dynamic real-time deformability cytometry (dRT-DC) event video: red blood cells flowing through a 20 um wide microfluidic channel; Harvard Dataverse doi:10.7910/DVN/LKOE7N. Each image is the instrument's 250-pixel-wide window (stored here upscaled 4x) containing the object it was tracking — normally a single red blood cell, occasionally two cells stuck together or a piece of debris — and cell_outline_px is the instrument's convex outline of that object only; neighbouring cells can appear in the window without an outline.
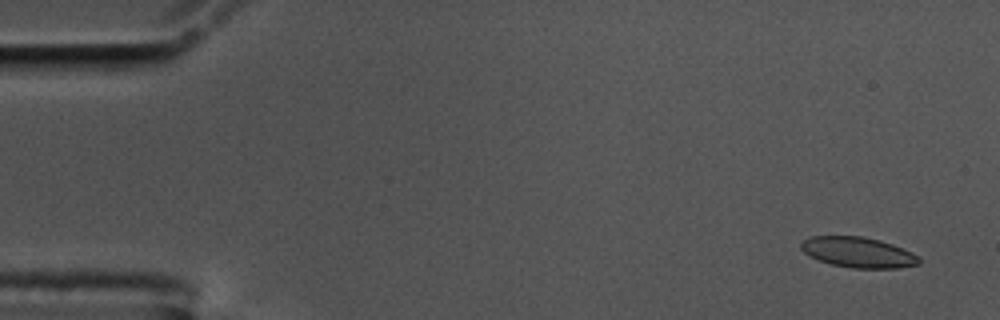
{"species": "common noctule bat (a hibernating species)", "species_latin": "Nyctalus noctula", "temperature_condition": "cold", "stored_images_in_passage": 57, "camera_frame_rate_fps": 3000, "um_per_image_px": 0.085, "animal": {"sex": "male", "body_mass_g": 17.5, "forearm_length_mm": 52.3}, "frame": {"image": 1, "passage_image": 3, "time_ms": 0.667, "image_size_px": [1000, 320], "cell_outline_px": [[920, 264], [896, 268], [852, 268], [832, 264], [808, 256], [800, 248], [800, 244], [808, 236], [864, 236], [880, 240], [892, 244], [912, 252], [920, 260]], "centroid_in_image_um": [72.92, 21.44], "position_along_channel_um": 12.1, "area_um2": 20.92}}
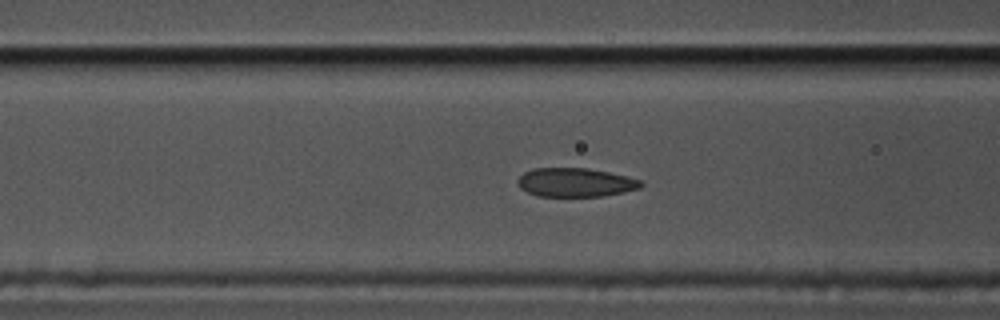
{"frame": {"image": 2, "passage_image": 22, "time_ms": 7.0, "image_size_px": [1000, 320], "cell_outline_px": [[644, 184], [640, 188], [624, 192], [604, 196], [536, 196], [520, 188], [516, 184], [516, 180], [524, 172], [532, 168], [588, 168], [628, 176], [640, 180]], "centroid_in_image_um": [48.89, 15.5], "position_along_channel_um": 117.7, "area_um2": 20.87}}
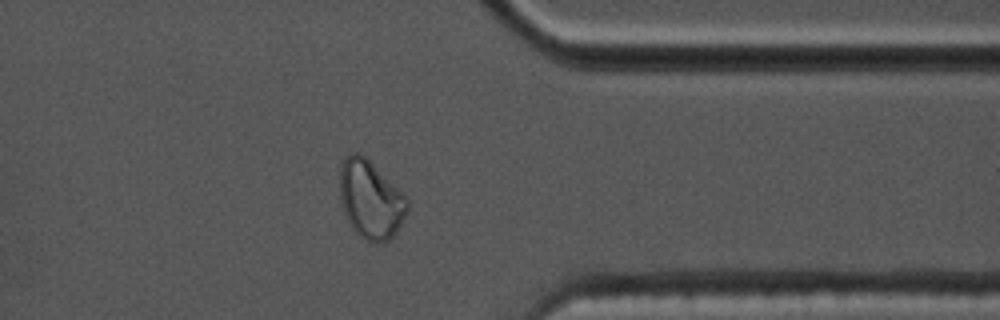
{"frame": {"image": 3, "passage_image": 45, "time_ms": 14.667, "image_size_px": [1000, 320], "cell_outline_px": [[408, 208], [396, 232], [388, 240], [376, 244], [364, 240], [352, 228], [344, 212], [340, 200], [340, 164], [344, 156], [352, 152], [360, 152], [408, 196]], "centroid_in_image_um": [31.49, 16.94], "position_along_channel_um": 379.9, "area_um2": 30.98}, "authors_computed_cell_mechanics": {"area_um2": 21.964, "velocity_mm_per_s": 3.5295, "shape_relaxation_time_tau1_ms": null, "shape_relaxation_time_tau2_ms": 1.2815, "deformation_change_tau1": null, "deformation_change_tau2": 0.046}}